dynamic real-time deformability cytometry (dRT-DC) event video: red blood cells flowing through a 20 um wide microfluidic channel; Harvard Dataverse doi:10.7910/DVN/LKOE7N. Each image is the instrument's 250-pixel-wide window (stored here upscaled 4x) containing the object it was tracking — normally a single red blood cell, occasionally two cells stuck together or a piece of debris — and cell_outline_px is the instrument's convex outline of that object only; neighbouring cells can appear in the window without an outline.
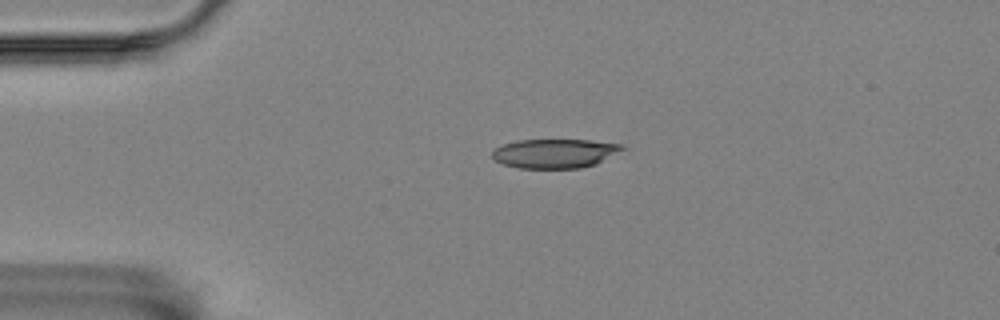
{"species": "Egyptian fruit bat (a non-hibernating species)", "species_latin": "Rousettus aegyptiacus", "temperature_condition": "room temperature", "stored_images_in_passage": 38, "camera_frame_rate_fps": 3000, "um_per_image_px": 0.085, "animal": {"sex": "female"}, "frame": {"image": 1, "passage_image": 1, "time_ms": 0.0, "image_size_px": [1000, 320], "cell_outline_px": [[628, 148], [596, 164], [580, 168], [516, 168], [504, 164], [496, 160], [492, 156], [492, 152], [496, 148], [504, 144], [516, 140], [592, 140], [624, 144]], "centroid_in_image_um": [47.22, 13.03], "position_along_channel_um": 37.8, "area_um2": 22.25}}
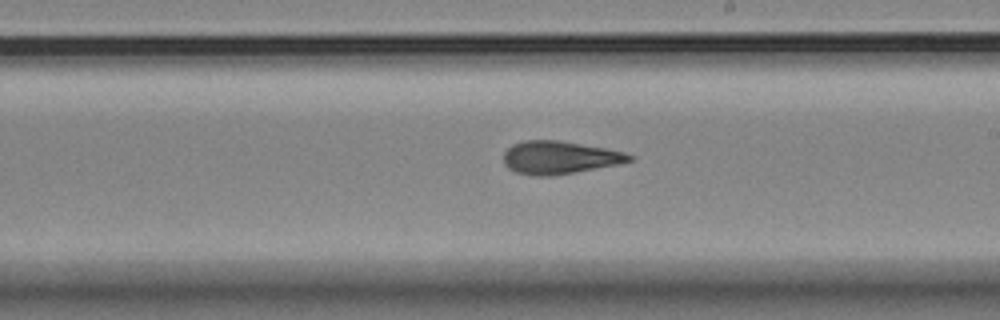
{"frame": {"image": 2, "passage_image": 21, "time_ms": 6.667, "image_size_px": [1000, 320], "cell_outline_px": [[636, 156], [632, 160], [620, 164], [552, 176], [536, 176], [516, 172], [508, 168], [504, 164], [504, 152], [512, 144], [524, 140], [556, 140], [608, 148], [624, 152]], "centroid_in_image_um": [47.57, 13.39], "position_along_channel_um": 241.4, "area_um2": 24.22}}
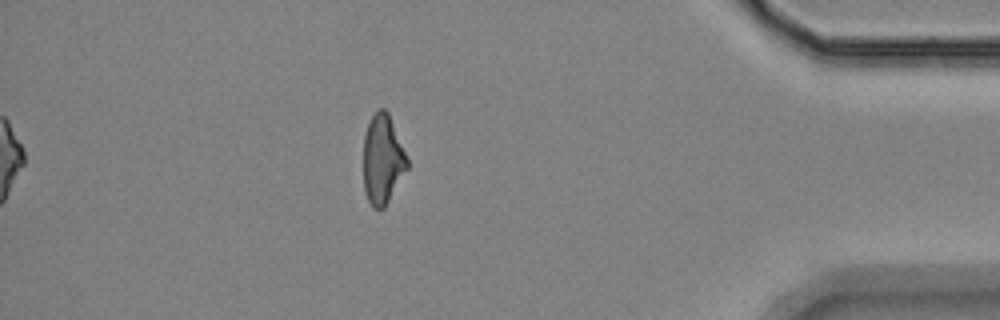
{"frame": {"image": 3, "passage_image": 38, "time_ms": 12.333, "image_size_px": [1000, 320], "cell_outline_px": [[408, 168], [384, 208], [372, 208], [368, 200], [364, 188], [364, 136], [368, 124], [372, 116], [380, 108], [384, 108], [388, 112], [408, 160]], "centroid_in_image_um": [32.52, 13.56], "position_along_channel_um": 402.7, "area_um2": 22.48}, "authors_computed_cell_mechanics": {"area_um2": 24.2182, "velocity_mm_per_s": 3.5348, "shape_relaxation_time_tau1_ms": 7.5959, "shape_relaxation_time_tau2_ms": 2.8681, "deformation_change_tau1": 0.1974, "deformation_change_tau2": 0.1198}}